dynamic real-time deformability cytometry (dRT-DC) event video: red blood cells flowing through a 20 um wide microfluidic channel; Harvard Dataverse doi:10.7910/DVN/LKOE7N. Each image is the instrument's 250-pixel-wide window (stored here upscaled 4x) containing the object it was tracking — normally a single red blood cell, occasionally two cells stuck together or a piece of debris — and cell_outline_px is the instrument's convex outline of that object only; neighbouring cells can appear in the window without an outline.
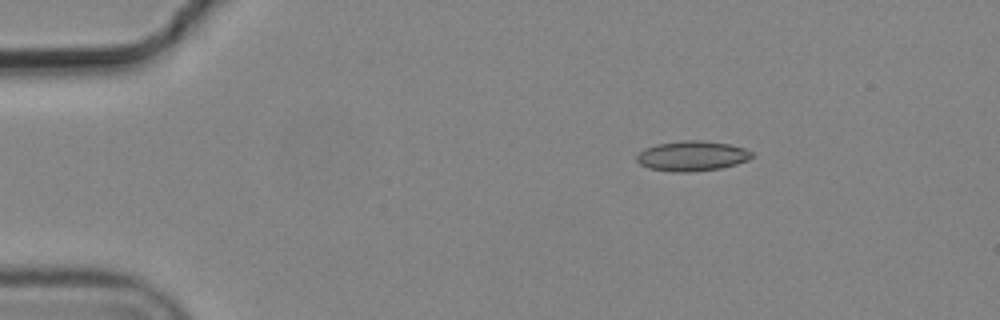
{"species": "common noctule bat (a hibernating species)", "species_latin": "Nyctalus noctula", "temperature_condition": "cold", "stored_images_in_passage": 4, "camera_frame_rate_fps": 3000, "um_per_image_px": 0.085, "animal": {"sex": "male", "body_mass_g": 19.2, "forearm_length_mm": 51.8}, "frame": {"image": 1, "passage_image": 1, "time_ms": 0.0, "image_size_px": [1000, 320], "cell_outline_px": [[752, 156], [748, 160], [736, 164], [720, 168], [688, 172], [672, 172], [648, 168], [640, 164], [636, 160], [636, 156], [644, 148], [656, 144], [684, 140], [704, 140], [728, 144], [744, 148], [752, 152]], "centroid_in_image_um": [58.79, 13.25], "position_along_channel_um": 26.2, "area_um2": 20.17}}
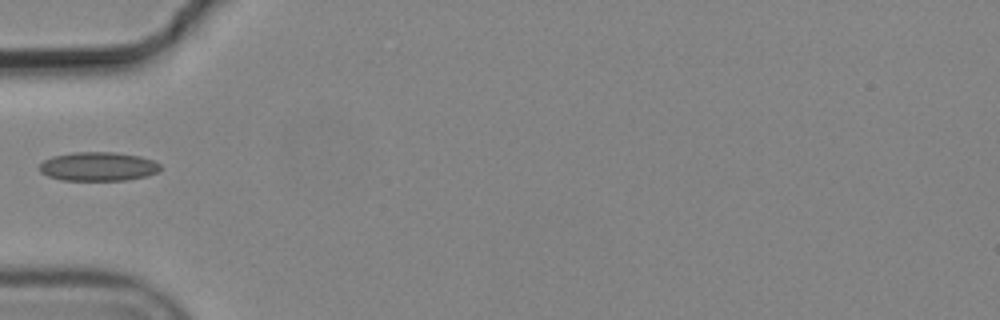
{"frame": {"image": 2, "passage_image": 4, "time_ms": 1.0, "image_size_px": [1000, 320], "cell_outline_px": [[160, 168], [156, 172], [144, 176], [124, 180], [60, 180], [48, 176], [40, 172], [40, 164], [44, 160], [52, 156], [72, 152], [116, 152], [140, 156], [152, 160], [160, 164]], "centroid_in_image_um": [8.3, 14.14], "position_along_channel_um": 76.7, "area_um2": 20.29}}